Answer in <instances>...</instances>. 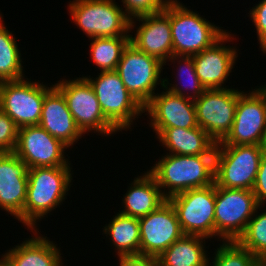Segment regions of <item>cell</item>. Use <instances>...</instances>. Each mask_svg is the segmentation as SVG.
Listing matches in <instances>:
<instances>
[{"label": "cell", "instance_id": "cell-1", "mask_svg": "<svg viewBox=\"0 0 266 266\" xmlns=\"http://www.w3.org/2000/svg\"><path fill=\"white\" fill-rule=\"evenodd\" d=\"M148 172L168 199L186 190L214 184L215 155L186 156L167 153Z\"/></svg>", "mask_w": 266, "mask_h": 266}, {"label": "cell", "instance_id": "cell-2", "mask_svg": "<svg viewBox=\"0 0 266 266\" xmlns=\"http://www.w3.org/2000/svg\"><path fill=\"white\" fill-rule=\"evenodd\" d=\"M70 166L29 168L23 223L33 232L36 221L65 201L71 186Z\"/></svg>", "mask_w": 266, "mask_h": 266}, {"label": "cell", "instance_id": "cell-3", "mask_svg": "<svg viewBox=\"0 0 266 266\" xmlns=\"http://www.w3.org/2000/svg\"><path fill=\"white\" fill-rule=\"evenodd\" d=\"M170 26L173 55L193 56L209 48L226 31L217 27L197 12L183 6L177 0H170Z\"/></svg>", "mask_w": 266, "mask_h": 266}, {"label": "cell", "instance_id": "cell-4", "mask_svg": "<svg viewBox=\"0 0 266 266\" xmlns=\"http://www.w3.org/2000/svg\"><path fill=\"white\" fill-rule=\"evenodd\" d=\"M265 148L262 145H216L215 185L252 190Z\"/></svg>", "mask_w": 266, "mask_h": 266}, {"label": "cell", "instance_id": "cell-5", "mask_svg": "<svg viewBox=\"0 0 266 266\" xmlns=\"http://www.w3.org/2000/svg\"><path fill=\"white\" fill-rule=\"evenodd\" d=\"M115 0H73L72 21L89 38L130 36V18Z\"/></svg>", "mask_w": 266, "mask_h": 266}, {"label": "cell", "instance_id": "cell-6", "mask_svg": "<svg viewBox=\"0 0 266 266\" xmlns=\"http://www.w3.org/2000/svg\"><path fill=\"white\" fill-rule=\"evenodd\" d=\"M100 74V75H99ZM95 79L84 76L92 85L105 118L119 131L129 129L144 107L130 94L114 71L100 72Z\"/></svg>", "mask_w": 266, "mask_h": 266}, {"label": "cell", "instance_id": "cell-7", "mask_svg": "<svg viewBox=\"0 0 266 266\" xmlns=\"http://www.w3.org/2000/svg\"><path fill=\"white\" fill-rule=\"evenodd\" d=\"M216 185L186 190L169 197L185 235L215 237Z\"/></svg>", "mask_w": 266, "mask_h": 266}, {"label": "cell", "instance_id": "cell-8", "mask_svg": "<svg viewBox=\"0 0 266 266\" xmlns=\"http://www.w3.org/2000/svg\"><path fill=\"white\" fill-rule=\"evenodd\" d=\"M163 66L159 59L138 50L129 42L115 71L130 94L144 107L156 94L157 85L163 87L164 79L160 76Z\"/></svg>", "mask_w": 266, "mask_h": 266}, {"label": "cell", "instance_id": "cell-9", "mask_svg": "<svg viewBox=\"0 0 266 266\" xmlns=\"http://www.w3.org/2000/svg\"><path fill=\"white\" fill-rule=\"evenodd\" d=\"M258 206L252 190L216 186L215 237L237 241Z\"/></svg>", "mask_w": 266, "mask_h": 266}, {"label": "cell", "instance_id": "cell-10", "mask_svg": "<svg viewBox=\"0 0 266 266\" xmlns=\"http://www.w3.org/2000/svg\"><path fill=\"white\" fill-rule=\"evenodd\" d=\"M249 92L239 94L232 129L216 145L266 146V85Z\"/></svg>", "mask_w": 266, "mask_h": 266}, {"label": "cell", "instance_id": "cell-11", "mask_svg": "<svg viewBox=\"0 0 266 266\" xmlns=\"http://www.w3.org/2000/svg\"><path fill=\"white\" fill-rule=\"evenodd\" d=\"M66 99L77 126L83 133L98 132L105 136L118 130L105 118L94 89L85 77L58 81L54 84Z\"/></svg>", "mask_w": 266, "mask_h": 266}, {"label": "cell", "instance_id": "cell-12", "mask_svg": "<svg viewBox=\"0 0 266 266\" xmlns=\"http://www.w3.org/2000/svg\"><path fill=\"white\" fill-rule=\"evenodd\" d=\"M25 78L0 82V110L20 128L38 125L45 94L53 87Z\"/></svg>", "mask_w": 266, "mask_h": 266}, {"label": "cell", "instance_id": "cell-13", "mask_svg": "<svg viewBox=\"0 0 266 266\" xmlns=\"http://www.w3.org/2000/svg\"><path fill=\"white\" fill-rule=\"evenodd\" d=\"M241 92L234 88L206 89L194 100L198 126L216 143L223 141L232 129Z\"/></svg>", "mask_w": 266, "mask_h": 266}, {"label": "cell", "instance_id": "cell-14", "mask_svg": "<svg viewBox=\"0 0 266 266\" xmlns=\"http://www.w3.org/2000/svg\"><path fill=\"white\" fill-rule=\"evenodd\" d=\"M69 148L61 140L54 138L39 125L18 128L14 153L29 167L70 166L65 158Z\"/></svg>", "mask_w": 266, "mask_h": 266}, {"label": "cell", "instance_id": "cell-15", "mask_svg": "<svg viewBox=\"0 0 266 266\" xmlns=\"http://www.w3.org/2000/svg\"><path fill=\"white\" fill-rule=\"evenodd\" d=\"M140 225V254L159 257L185 234L174 207L167 200L157 210L138 218Z\"/></svg>", "mask_w": 266, "mask_h": 266}, {"label": "cell", "instance_id": "cell-16", "mask_svg": "<svg viewBox=\"0 0 266 266\" xmlns=\"http://www.w3.org/2000/svg\"><path fill=\"white\" fill-rule=\"evenodd\" d=\"M135 19L141 21L142 24L136 28L134 37L130 35V43L138 50L159 59L166 65L167 60L173 55L170 1L161 12L130 19V32L136 25Z\"/></svg>", "mask_w": 266, "mask_h": 266}, {"label": "cell", "instance_id": "cell-17", "mask_svg": "<svg viewBox=\"0 0 266 266\" xmlns=\"http://www.w3.org/2000/svg\"><path fill=\"white\" fill-rule=\"evenodd\" d=\"M29 167L14 153H0V208L23 223Z\"/></svg>", "mask_w": 266, "mask_h": 266}, {"label": "cell", "instance_id": "cell-18", "mask_svg": "<svg viewBox=\"0 0 266 266\" xmlns=\"http://www.w3.org/2000/svg\"><path fill=\"white\" fill-rule=\"evenodd\" d=\"M231 35L226 32L212 46L193 55L196 74L206 89L227 88L223 84L232 72L238 57L236 48L223 44L225 41L234 40Z\"/></svg>", "mask_w": 266, "mask_h": 266}, {"label": "cell", "instance_id": "cell-19", "mask_svg": "<svg viewBox=\"0 0 266 266\" xmlns=\"http://www.w3.org/2000/svg\"><path fill=\"white\" fill-rule=\"evenodd\" d=\"M155 94L144 106L152 128L198 127L194 100L171 93L167 89Z\"/></svg>", "mask_w": 266, "mask_h": 266}, {"label": "cell", "instance_id": "cell-20", "mask_svg": "<svg viewBox=\"0 0 266 266\" xmlns=\"http://www.w3.org/2000/svg\"><path fill=\"white\" fill-rule=\"evenodd\" d=\"M38 125L68 147L84 134L69 111L65 97L55 85L45 94Z\"/></svg>", "mask_w": 266, "mask_h": 266}, {"label": "cell", "instance_id": "cell-21", "mask_svg": "<svg viewBox=\"0 0 266 266\" xmlns=\"http://www.w3.org/2000/svg\"><path fill=\"white\" fill-rule=\"evenodd\" d=\"M159 141L175 155H215L216 142L202 128H153Z\"/></svg>", "mask_w": 266, "mask_h": 266}, {"label": "cell", "instance_id": "cell-22", "mask_svg": "<svg viewBox=\"0 0 266 266\" xmlns=\"http://www.w3.org/2000/svg\"><path fill=\"white\" fill-rule=\"evenodd\" d=\"M130 185L122 199L125 209L119 211L125 216L144 217L167 201L155 178L148 171L135 178Z\"/></svg>", "mask_w": 266, "mask_h": 266}, {"label": "cell", "instance_id": "cell-23", "mask_svg": "<svg viewBox=\"0 0 266 266\" xmlns=\"http://www.w3.org/2000/svg\"><path fill=\"white\" fill-rule=\"evenodd\" d=\"M34 231L35 237L26 239L8 250L5 255L15 266H62L60 249L43 235H36L37 229Z\"/></svg>", "mask_w": 266, "mask_h": 266}, {"label": "cell", "instance_id": "cell-24", "mask_svg": "<svg viewBox=\"0 0 266 266\" xmlns=\"http://www.w3.org/2000/svg\"><path fill=\"white\" fill-rule=\"evenodd\" d=\"M203 239L207 238L184 235L176 240L158 257L160 266H209Z\"/></svg>", "mask_w": 266, "mask_h": 266}, {"label": "cell", "instance_id": "cell-25", "mask_svg": "<svg viewBox=\"0 0 266 266\" xmlns=\"http://www.w3.org/2000/svg\"><path fill=\"white\" fill-rule=\"evenodd\" d=\"M117 249L118 256L140 254V225L138 218L117 213L103 229ZM113 241V242H112Z\"/></svg>", "mask_w": 266, "mask_h": 266}, {"label": "cell", "instance_id": "cell-26", "mask_svg": "<svg viewBox=\"0 0 266 266\" xmlns=\"http://www.w3.org/2000/svg\"><path fill=\"white\" fill-rule=\"evenodd\" d=\"M2 19L0 14V82L21 80L25 75L17 38L7 30Z\"/></svg>", "mask_w": 266, "mask_h": 266}, {"label": "cell", "instance_id": "cell-27", "mask_svg": "<svg viewBox=\"0 0 266 266\" xmlns=\"http://www.w3.org/2000/svg\"><path fill=\"white\" fill-rule=\"evenodd\" d=\"M91 40L90 53L93 62L101 68V72L114 71L123 50L130 42V36L95 37Z\"/></svg>", "mask_w": 266, "mask_h": 266}, {"label": "cell", "instance_id": "cell-28", "mask_svg": "<svg viewBox=\"0 0 266 266\" xmlns=\"http://www.w3.org/2000/svg\"><path fill=\"white\" fill-rule=\"evenodd\" d=\"M178 59H179V61H178ZM175 60H177V62L180 64L179 68H178L179 69L178 70L179 78L182 81H184V79L186 78L185 80H187V81L186 82L184 81V83H186V86L184 87V85H185L184 83H182V84H184L183 86L181 84L182 88H181V86L179 87L178 84H175V85L173 84V86H171L172 84H170V86H169V81H168L169 78H163L164 79L163 89L165 88L168 91H170L171 93H174L176 95H180L182 97L189 98L192 100L199 98L204 93L206 88L202 85V83L200 82V79L198 78V76L196 74L193 56L172 55L169 58V60H167V61H170V62L172 61L175 63ZM182 64H184V65H182ZM183 75H184V77H183ZM184 88L185 89L187 88L188 90L191 89L189 91L190 93L188 94Z\"/></svg>", "mask_w": 266, "mask_h": 266}, {"label": "cell", "instance_id": "cell-29", "mask_svg": "<svg viewBox=\"0 0 266 266\" xmlns=\"http://www.w3.org/2000/svg\"><path fill=\"white\" fill-rule=\"evenodd\" d=\"M259 205L237 242L266 264V210L257 215ZM256 213V215H255Z\"/></svg>", "mask_w": 266, "mask_h": 266}, {"label": "cell", "instance_id": "cell-30", "mask_svg": "<svg viewBox=\"0 0 266 266\" xmlns=\"http://www.w3.org/2000/svg\"><path fill=\"white\" fill-rule=\"evenodd\" d=\"M222 245L215 251L213 264L209 266H266L237 241H222Z\"/></svg>", "mask_w": 266, "mask_h": 266}, {"label": "cell", "instance_id": "cell-31", "mask_svg": "<svg viewBox=\"0 0 266 266\" xmlns=\"http://www.w3.org/2000/svg\"><path fill=\"white\" fill-rule=\"evenodd\" d=\"M170 0H122L126 15L132 19L164 10Z\"/></svg>", "mask_w": 266, "mask_h": 266}, {"label": "cell", "instance_id": "cell-32", "mask_svg": "<svg viewBox=\"0 0 266 266\" xmlns=\"http://www.w3.org/2000/svg\"><path fill=\"white\" fill-rule=\"evenodd\" d=\"M18 136V127L14 121L0 110V153L13 152Z\"/></svg>", "mask_w": 266, "mask_h": 266}, {"label": "cell", "instance_id": "cell-33", "mask_svg": "<svg viewBox=\"0 0 266 266\" xmlns=\"http://www.w3.org/2000/svg\"><path fill=\"white\" fill-rule=\"evenodd\" d=\"M249 12L251 20L256 27L261 51L266 53V0H261Z\"/></svg>", "mask_w": 266, "mask_h": 266}, {"label": "cell", "instance_id": "cell-34", "mask_svg": "<svg viewBox=\"0 0 266 266\" xmlns=\"http://www.w3.org/2000/svg\"><path fill=\"white\" fill-rule=\"evenodd\" d=\"M252 191L256 196L258 204L263 205L264 207V203L266 202V148L262 154L259 170Z\"/></svg>", "mask_w": 266, "mask_h": 266}, {"label": "cell", "instance_id": "cell-35", "mask_svg": "<svg viewBox=\"0 0 266 266\" xmlns=\"http://www.w3.org/2000/svg\"><path fill=\"white\" fill-rule=\"evenodd\" d=\"M119 266H160L158 257L142 254L119 256Z\"/></svg>", "mask_w": 266, "mask_h": 266}, {"label": "cell", "instance_id": "cell-36", "mask_svg": "<svg viewBox=\"0 0 266 266\" xmlns=\"http://www.w3.org/2000/svg\"><path fill=\"white\" fill-rule=\"evenodd\" d=\"M1 258L2 259H0V266H15L5 254H2Z\"/></svg>", "mask_w": 266, "mask_h": 266}]
</instances>
